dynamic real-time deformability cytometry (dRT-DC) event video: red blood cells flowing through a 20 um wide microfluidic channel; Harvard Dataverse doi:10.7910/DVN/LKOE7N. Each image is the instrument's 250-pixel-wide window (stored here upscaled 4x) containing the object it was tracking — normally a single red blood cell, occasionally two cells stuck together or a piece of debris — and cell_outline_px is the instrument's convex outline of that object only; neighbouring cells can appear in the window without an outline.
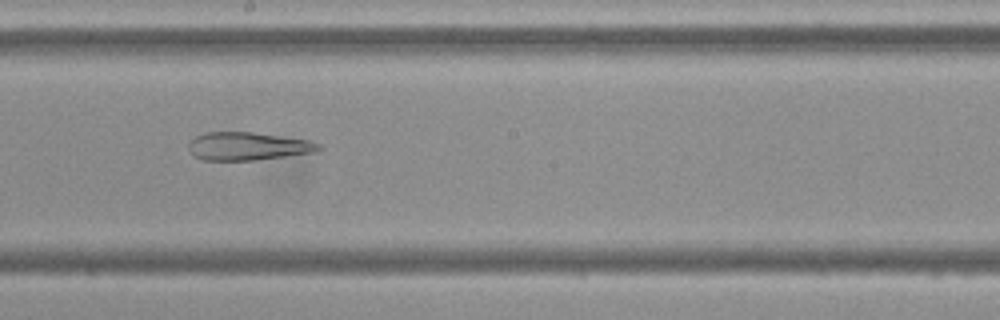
{"species": "Egyptian fruit bat (a non-hibernating species)", "species_latin": "Rousettus aegyptiacus", "temperature_condition": "cold", "stored_images_in_passage": 50, "camera_frame_rate_fps": 3000, "um_per_image_px": 0.085, "frame": {"image": 1, "passage_image": 26, "time_ms": 8.333, "image_size_px": [1000, 320], "cell_outline_px": [[324, 148], [316, 152], [256, 160], [204, 160], [196, 156], [188, 148], [188, 144], [196, 136], [204, 132], [252, 132], [308, 140], [324, 144]], "centroid_in_image_um": [21.13, 12.43], "position_along_channel_um": 227.1, "area_um2": 21.27}}
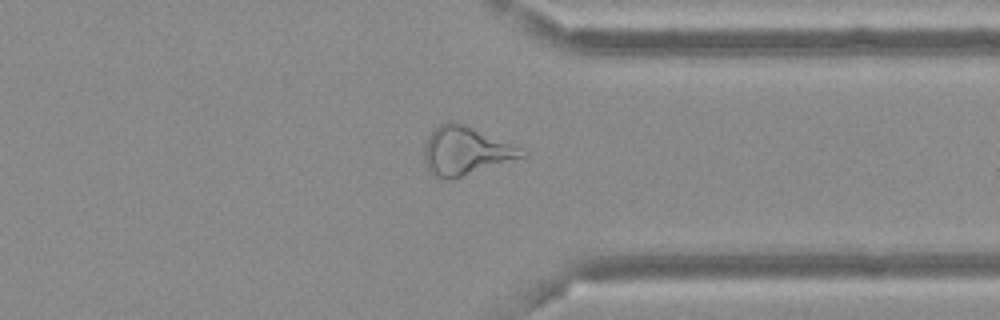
{"frame": {"image": 2, "passage_image": 38, "time_ms": 12.333, "image_size_px": [1000, 320], "cell_outline_px": [[528, 156], [452, 180], [444, 180], [432, 176], [428, 172], [424, 156], [424, 148], [428, 136], [440, 124], [452, 120], [464, 124], [520, 148], [528, 152]], "centroid_in_image_um": [39.56, 12.86], "position_along_channel_um": 371.8, "area_um2": 27.63}}
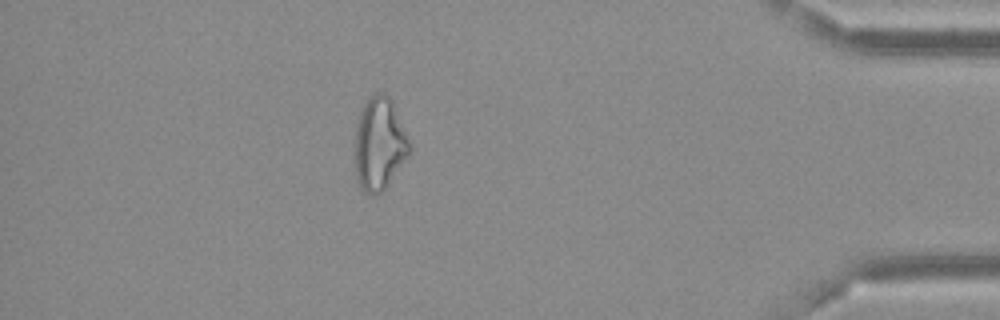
{"frame": {"image": 3, "passage_image": 44, "time_ms": 14.333, "image_size_px": [1000, 320], "cell_outline_px": [[412, 152], [388, 184], [380, 192], [364, 192], [360, 188], [356, 180], [356, 124], [360, 112], [368, 96], [376, 92], [384, 92], [392, 100], [408, 136], [412, 148]], "centroid_in_image_um": [32.27, 12.18], "position_along_channel_um": 402.9, "area_um2": 29.54}, "authors_computed_cell_mechanics": {"area_um2": 28.611, "velocity_mm_per_s": 3.6712, "shape_relaxation_time_tau1_ms": null, "shape_relaxation_time_tau2_ms": 5.2557, "deformation_change_tau1": null, "deformation_change_tau2": 0.1575}}